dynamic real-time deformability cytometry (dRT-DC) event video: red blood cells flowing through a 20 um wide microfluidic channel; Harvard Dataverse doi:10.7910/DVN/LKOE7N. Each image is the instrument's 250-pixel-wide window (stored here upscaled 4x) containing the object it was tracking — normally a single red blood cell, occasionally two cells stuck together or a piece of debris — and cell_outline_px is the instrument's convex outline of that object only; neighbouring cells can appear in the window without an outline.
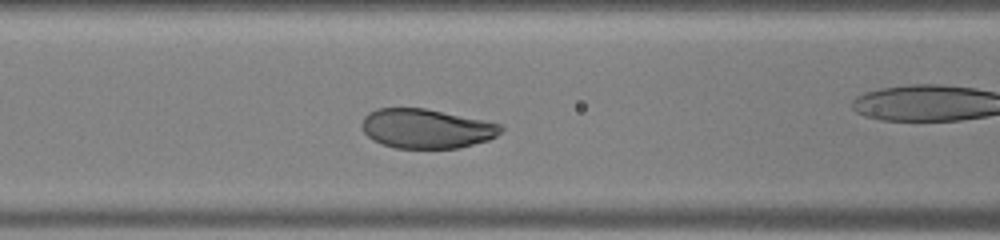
{"species": "human", "species_latin": "Homo sapiens", "temperature_condition": "warm", "stored_images_in_passage": 36, "camera_frame_rate_fps": 3000, "um_per_image_px": 0.085, "donor": {"sex": "male"}, "frame": {"image": 1, "passage_image": 16, "time_ms": 5.0, "image_size_px": [1000, 240], "cell_outline_px": [[504, 128], [496, 136], [488, 140], [460, 148], [396, 148], [372, 140], [364, 132], [364, 116], [368, 112], [376, 108], [424, 108], [484, 120], [500, 124]], "centroid_in_image_um": [36.26, 10.93], "position_along_channel_um": 130.3, "area_um2": 31.73}}
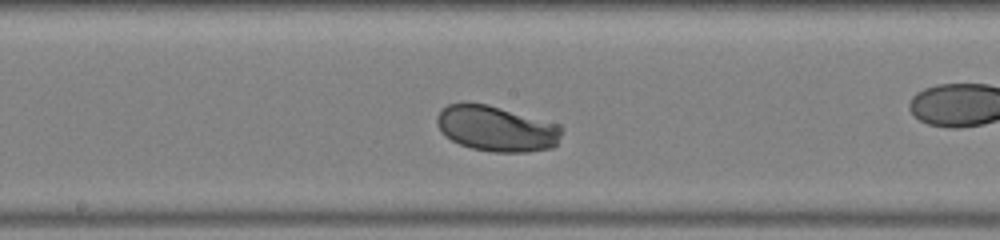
{"frame": {"image": 2, "passage_image": 21, "time_ms": 6.667, "image_size_px": [1000, 240], "cell_outline_px": [[564, 128], [556, 144], [552, 148], [528, 152], [492, 152], [472, 148], [460, 144], [444, 136], [440, 132], [436, 124], [436, 116], [440, 108], [448, 104], [464, 100], [488, 104], [560, 124]], "centroid_in_image_um": [42.15, 10.9], "position_along_channel_um": 206.1, "area_um2": 33.93}}
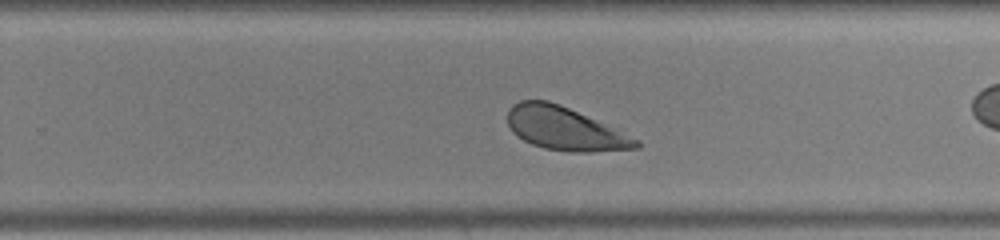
{"frame": {"image": 3, "passage_image": 26, "time_ms": 8.333, "image_size_px": [1000, 240], "cell_outline_px": [[640, 148], [592, 152], [568, 152], [544, 148], [532, 144], [516, 136], [512, 132], [508, 124], [508, 108], [512, 104], [520, 100], [548, 100], [560, 104], [640, 140]], "centroid_in_image_um": [47.97, 10.94], "position_along_channel_um": 281.8, "area_um2": 32.25}}